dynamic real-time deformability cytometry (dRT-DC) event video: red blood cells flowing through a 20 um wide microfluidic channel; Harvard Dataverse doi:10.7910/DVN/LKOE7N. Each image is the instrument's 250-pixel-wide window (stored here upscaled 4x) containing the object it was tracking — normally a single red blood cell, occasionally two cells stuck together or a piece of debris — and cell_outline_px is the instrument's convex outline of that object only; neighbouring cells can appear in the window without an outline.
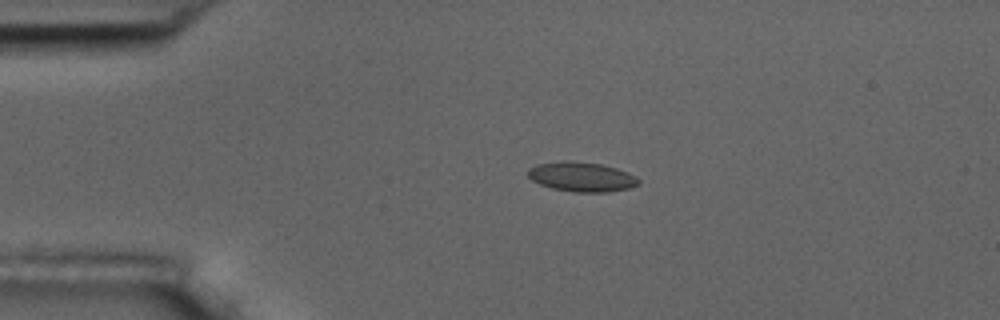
{"species": "common noctule bat (a hibernating species)", "species_latin": "Nyctalus noctula", "temperature_condition": "room temperature", "stored_images_in_passage": 2, "camera_frame_rate_fps": 3000, "um_per_image_px": 0.085, "animal": {"sex": "male", "body_mass_g": 17.5, "forearm_length_mm": 52.3}, "frame": {"image": 1, "passage_image": 1, "time_ms": 0.0, "image_size_px": [1000, 320], "cell_outline_px": [[640, 184], [628, 188], [608, 192], [576, 192], [552, 188], [540, 184], [532, 180], [528, 176], [528, 168], [536, 164], [564, 160], [600, 164], [616, 168], [628, 172], [636, 176], [640, 180]], "centroid_in_image_um": [49.44, 15.03], "position_along_channel_um": 35.6, "area_um2": 19.07}}